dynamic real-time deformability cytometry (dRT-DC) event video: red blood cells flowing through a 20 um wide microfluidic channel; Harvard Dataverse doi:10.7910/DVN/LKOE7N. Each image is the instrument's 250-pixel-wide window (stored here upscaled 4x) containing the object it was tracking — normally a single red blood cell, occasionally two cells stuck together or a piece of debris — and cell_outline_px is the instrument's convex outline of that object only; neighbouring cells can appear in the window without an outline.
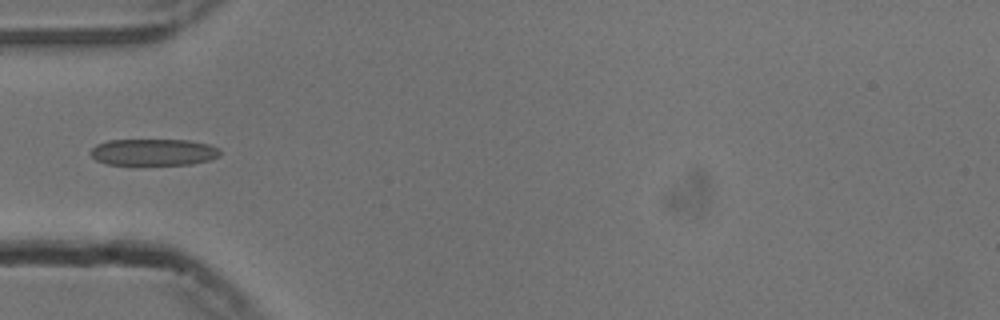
{"species": "common noctule bat (a hibernating species)", "species_latin": "Nyctalus noctula", "temperature_condition": "cold", "stored_images_in_passage": 12, "camera_frame_rate_fps": 3000, "um_per_image_px": 0.085, "animal": {"sex": "male", "body_mass_g": 13.3}, "frame": {"image": 1, "passage_image": 1, "time_ms": 0.0, "image_size_px": [1000, 320], "cell_outline_px": [[220, 156], [208, 160], [192, 164], [108, 164], [96, 160], [88, 152], [96, 144], [108, 140], [188, 140], [208, 144], [220, 148]], "centroid_in_image_um": [13.04, 12.92], "position_along_channel_um": 72.0, "area_um2": 20.06}}
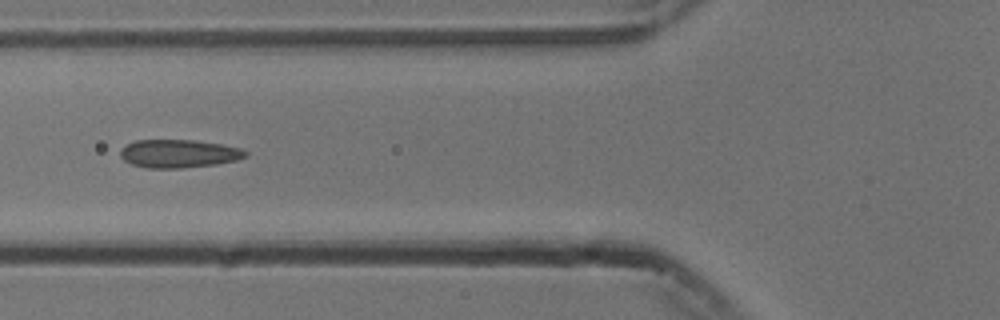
{"frame": {"image": 2, "passage_image": 4, "time_ms": 1.0, "image_size_px": [1000, 320], "cell_outline_px": [[248, 156], [236, 160], [216, 164], [180, 168], [144, 168], [132, 164], [124, 160], [120, 156], [120, 148], [136, 140], [196, 140], [220, 144], [240, 148], [248, 152]], "centroid_in_image_um": [15.18, 13.06], "position_along_channel_um": 110.6, "area_um2": 20.58}}
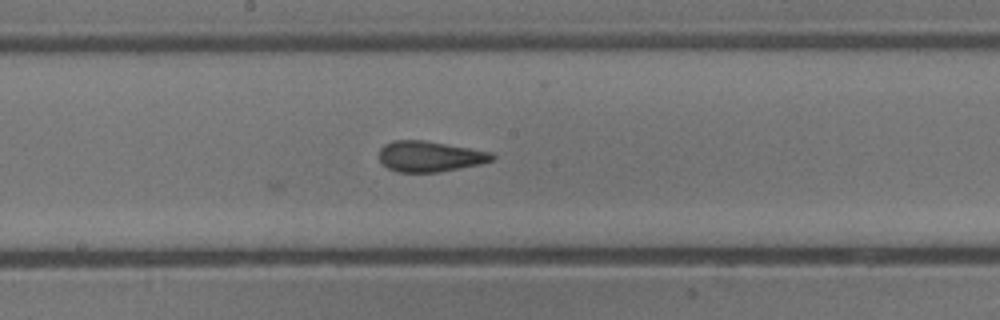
{"frame": {"image": 3, "passage_image": 12, "time_ms": 3.667, "image_size_px": [1000, 320], "cell_outline_px": [[496, 156], [492, 160], [480, 164], [440, 172], [396, 172], [388, 168], [380, 160], [380, 148], [384, 144], [392, 140], [424, 140], [492, 152]], "centroid_in_image_um": [36.53, 13.29], "position_along_channel_um": 211.7, "area_um2": 20.17}}